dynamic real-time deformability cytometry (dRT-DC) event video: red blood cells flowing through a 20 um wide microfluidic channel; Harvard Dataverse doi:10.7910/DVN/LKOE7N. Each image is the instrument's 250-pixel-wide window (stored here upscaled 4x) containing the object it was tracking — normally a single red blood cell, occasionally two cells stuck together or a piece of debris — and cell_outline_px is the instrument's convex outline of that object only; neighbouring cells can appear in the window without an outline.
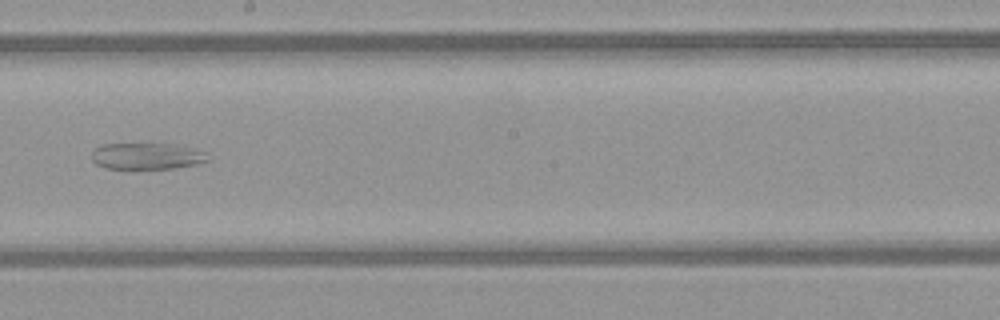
{"species": "common noctule bat (a hibernating species)", "species_latin": "Nyctalus noctula", "temperature_condition": "warm", "stored_images_in_passage": 37, "camera_frame_rate_fps": 3000, "um_per_image_px": 0.085, "animal": {"sex": "female", "body_mass_g": 21.9}, "frame": {"image": 1, "passage_image": 16, "time_ms": 5.0, "image_size_px": [1000, 320], "cell_outline_px": [[212, 160], [196, 164], [176, 168], [132, 172], [104, 168], [96, 164], [92, 160], [92, 152], [96, 148], [104, 144], [176, 144], [208, 152]], "centroid_in_image_um": [12.51, 13.33], "position_along_channel_um": 235.7, "area_um2": 19.02}}
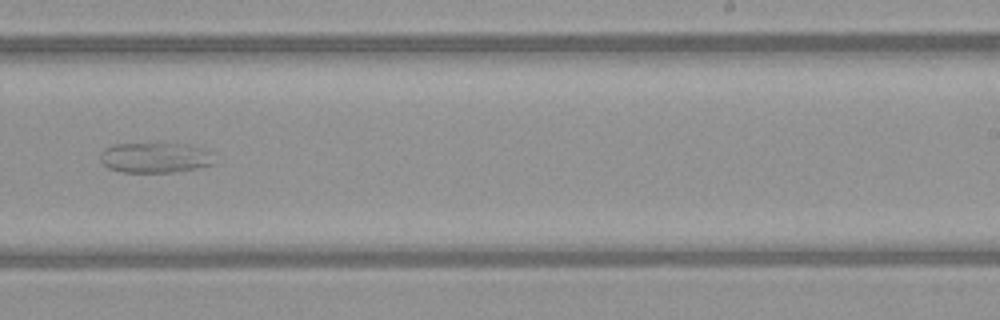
{"frame": {"image": 2, "passage_image": 19, "time_ms": 6.0, "image_size_px": [1000, 320], "cell_outline_px": [[216, 164], [176, 172], [124, 172], [108, 168], [100, 160], [100, 156], [104, 148], [112, 144], [192, 144], [212, 152]], "centroid_in_image_um": [13.23, 13.4], "position_along_channel_um": 275.8, "area_um2": 20.29}}
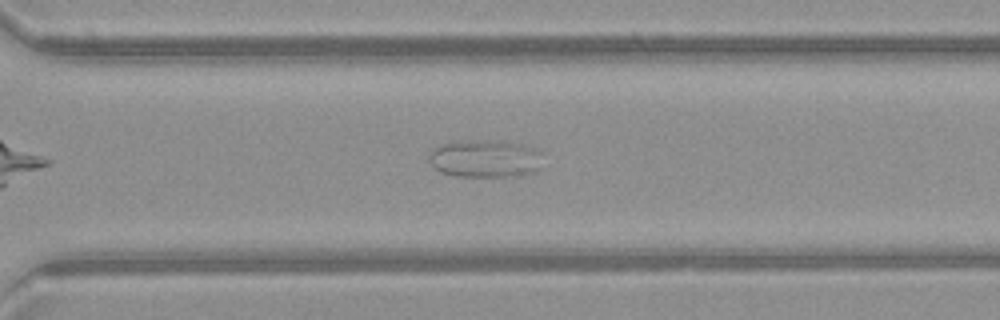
{"frame": {"image": 3, "passage_image": 23, "time_ms": 7.333, "image_size_px": [1000, 320], "cell_outline_px": [[544, 152], [540, 168], [536, 172], [508, 176], [456, 176], [440, 172], [428, 160], [428, 156], [432, 148], [440, 144], [460, 140], [496, 140], [524, 144], [540, 148]], "centroid_in_image_um": [41.28, 13.45], "position_along_channel_um": 329.3, "area_um2": 25.66}}